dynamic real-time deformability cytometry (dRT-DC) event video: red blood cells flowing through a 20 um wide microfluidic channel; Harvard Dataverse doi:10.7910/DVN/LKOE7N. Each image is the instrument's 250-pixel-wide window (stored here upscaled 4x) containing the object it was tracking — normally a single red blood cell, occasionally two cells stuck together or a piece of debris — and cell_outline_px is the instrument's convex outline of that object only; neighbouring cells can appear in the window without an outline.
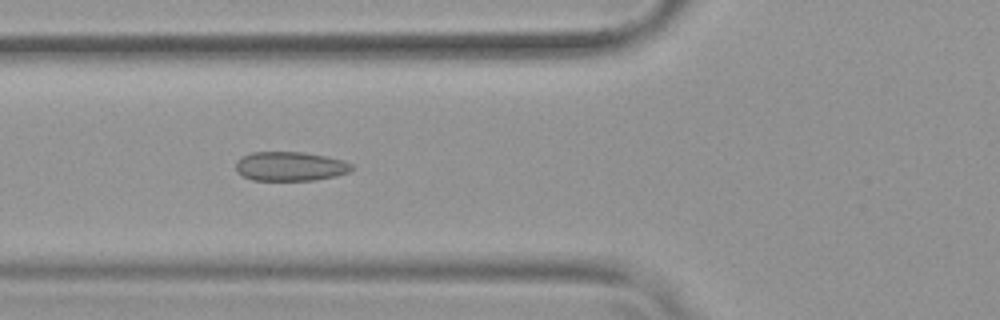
{"species": "common noctule bat (a hibernating species)", "species_latin": "Nyctalus noctula", "temperature_condition": "warm", "stored_images_in_passage": 54, "camera_frame_rate_fps": 3000, "um_per_image_px": 0.085, "animal": {"sex": "female", "body_mass_g": 19.9}, "frame": {"image": 1, "passage_image": 21, "time_ms": 6.667, "image_size_px": [1000, 320], "cell_outline_px": [[352, 168], [348, 172], [336, 176], [316, 180], [252, 180], [236, 172], [236, 160], [240, 156], [252, 152], [304, 152], [344, 160], [352, 164]], "centroid_in_image_um": [24.64, 14.13], "position_along_channel_um": 101.2, "area_um2": 19.83}}
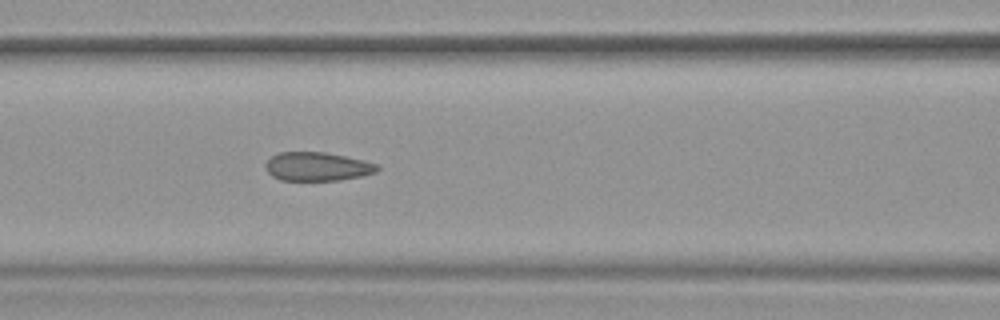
{"frame": {"image": 2, "passage_image": 24, "time_ms": 7.667, "image_size_px": [1000, 320], "cell_outline_px": [[380, 168], [376, 172], [360, 176], [340, 180], [280, 180], [272, 176], [268, 172], [264, 164], [272, 156], [280, 152], [324, 152], [364, 160], [380, 164]], "centroid_in_image_um": [26.98, 14.15], "position_along_channel_um": 139.6, "area_um2": 18.67}}
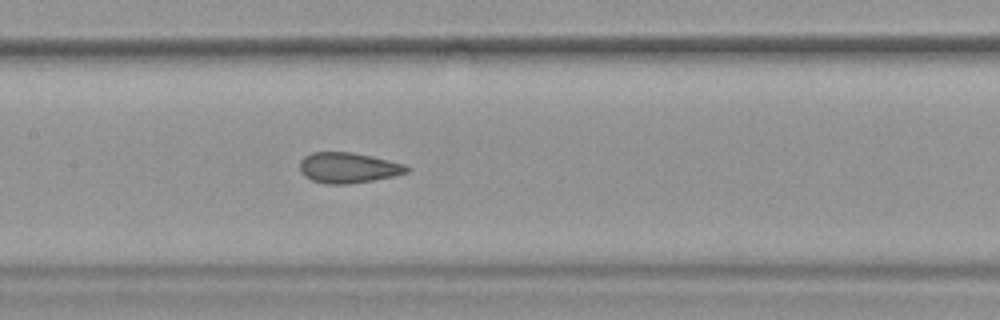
{"frame": {"image": 3, "passage_image": 27, "time_ms": 8.667, "image_size_px": [1000, 320], "cell_outline_px": [[412, 168], [408, 172], [396, 176], [348, 184], [324, 184], [312, 180], [304, 176], [300, 172], [300, 160], [304, 156], [312, 152], [352, 152], [372, 156], [408, 164]], "centroid_in_image_um": [29.63, 14.25], "position_along_channel_um": 177.8, "area_um2": 19.36}, "authors_computed_cell_mechanics": {"area_um2": 20.4323, "velocity_mm_per_s": 3.8254, "shape_relaxation_time_tau1_ms": null, "shape_relaxation_time_tau2_ms": 1.0273, "deformation_change_tau1": null, "deformation_change_tau2": 0.0765}}